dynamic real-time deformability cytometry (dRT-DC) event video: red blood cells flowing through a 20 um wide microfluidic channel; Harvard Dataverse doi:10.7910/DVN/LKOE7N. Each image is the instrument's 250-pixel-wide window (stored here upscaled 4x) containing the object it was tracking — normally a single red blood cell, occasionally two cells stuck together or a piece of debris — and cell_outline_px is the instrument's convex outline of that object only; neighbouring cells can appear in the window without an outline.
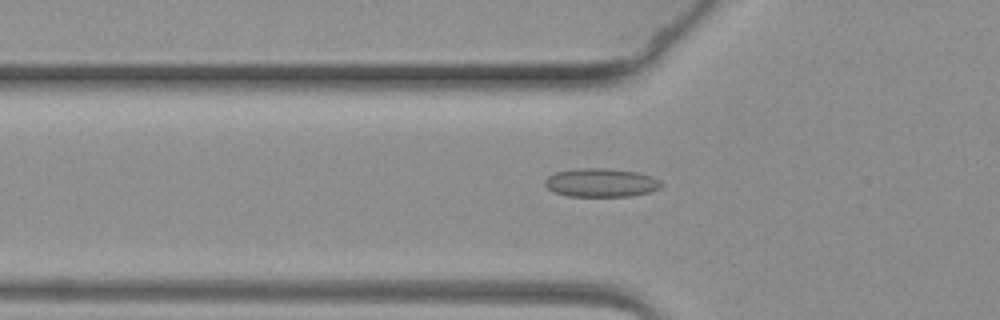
{"species": "common noctule bat (a hibernating species)", "species_latin": "Nyctalus noctula", "temperature_condition": "warm", "stored_images_in_passage": 42, "camera_frame_rate_fps": 3000, "um_per_image_px": 0.085, "animal": {"sex": "female", "body_mass_g": 19.3, "forearm_length_mm": 54.1}, "frame": {"image": 1, "passage_image": 6, "time_ms": 1.667, "image_size_px": [1000, 320], "cell_outline_px": [[664, 184], [660, 188], [648, 192], [632, 196], [568, 196], [552, 192], [544, 184], [544, 180], [548, 176], [556, 172], [576, 168], [608, 168], [640, 172], [652, 176], [660, 180]], "centroid_in_image_um": [51.1, 15.52], "position_along_channel_um": 74.7, "area_um2": 19.65}}
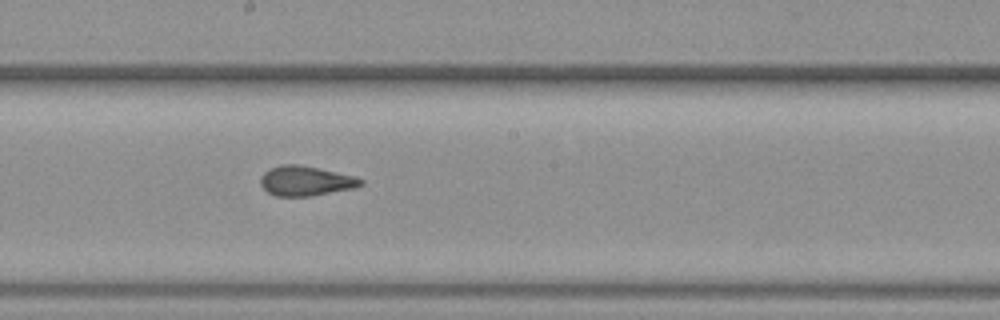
{"frame": {"image": 2, "passage_image": 19, "time_ms": 6.0, "image_size_px": [1000, 320], "cell_outline_px": [[364, 184], [352, 188], [312, 196], [276, 196], [268, 192], [260, 184], [260, 176], [264, 172], [280, 164], [296, 164], [356, 176], [364, 180]], "centroid_in_image_um": [25.97, 15.38], "position_along_channel_um": 222.2, "area_um2": 17.28}}
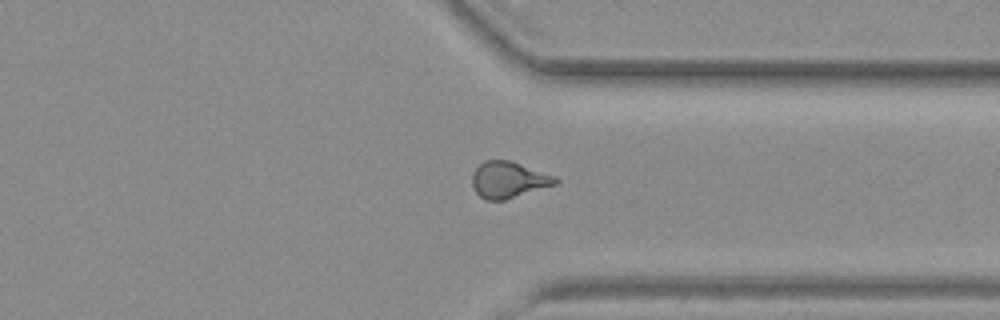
{"frame": {"image": 3, "passage_image": 32, "time_ms": 10.333, "image_size_px": [1000, 320], "cell_outline_px": [[560, 180], [556, 184], [504, 200], [484, 200], [476, 192], [472, 184], [472, 172], [484, 160], [508, 160], [556, 176]], "centroid_in_image_um": [43.21, 15.28], "position_along_channel_um": 368.2, "area_um2": 17.51}}